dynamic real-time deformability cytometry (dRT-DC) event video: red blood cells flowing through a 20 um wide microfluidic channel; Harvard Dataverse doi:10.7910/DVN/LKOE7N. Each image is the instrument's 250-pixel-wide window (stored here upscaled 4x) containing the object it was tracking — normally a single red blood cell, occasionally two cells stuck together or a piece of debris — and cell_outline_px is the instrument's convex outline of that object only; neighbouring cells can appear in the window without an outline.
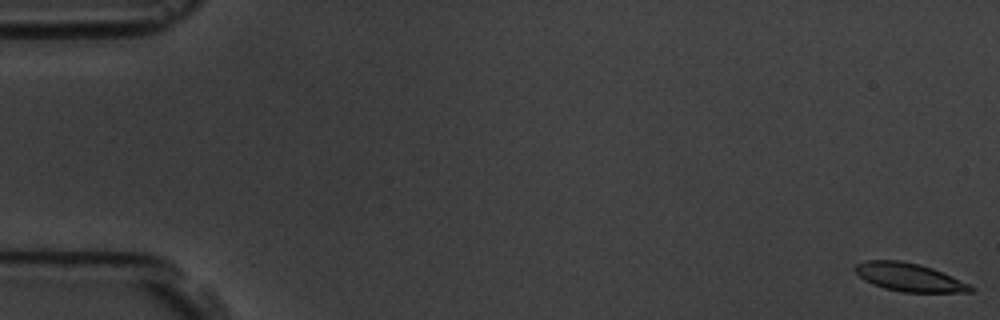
{"species": "common noctule bat (a hibernating species)", "species_latin": "Nyctalus noctula", "temperature_condition": "room temperature", "stored_images_in_passage": 7, "camera_frame_rate_fps": 3000, "um_per_image_px": 0.085, "animal": {"sex": "male", "body_mass_g": 19.5, "forearm_length_mm": 54.6}, "frame": {"image": 1, "passage_image": 1, "time_ms": 0.0, "image_size_px": [1000, 320], "cell_outline_px": [[976, 288], [972, 292], [904, 292], [884, 288], [872, 284], [864, 280], [852, 268], [856, 264], [864, 260], [900, 260], [920, 264], [932, 268], [968, 284]], "centroid_in_image_um": [77.23, 23.56], "position_along_channel_um": 7.8, "area_um2": 18.9}}
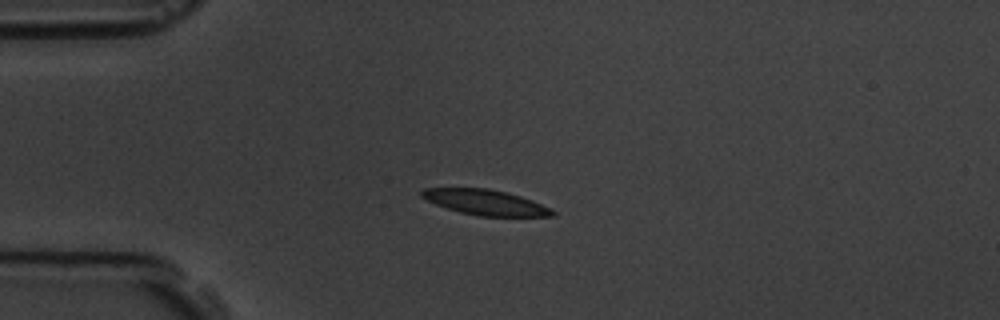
{"frame": {"image": 2, "passage_image": 5, "time_ms": 4.667, "image_size_px": [1000, 320], "cell_outline_px": [[556, 216], [476, 216], [460, 212], [436, 204], [420, 196], [420, 192], [424, 188], [488, 188], [520, 196], [532, 200], [552, 208], [556, 212]], "centroid_in_image_um": [41.29, 17.2], "position_along_channel_um": 43.7, "area_um2": 19.25}}
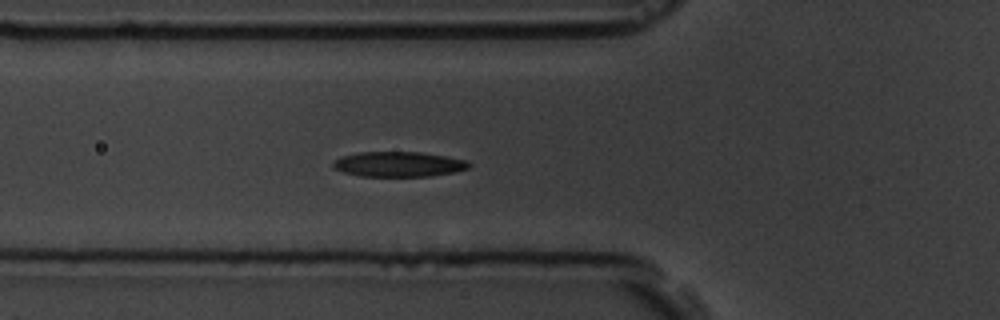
{"frame": {"image": 3, "passage_image": 7, "time_ms": 6.667, "image_size_px": [1000, 320], "cell_outline_px": [[472, 164], [468, 168], [456, 172], [428, 176], [360, 176], [344, 172], [332, 168], [332, 164], [340, 156], [356, 152], [420, 152], [468, 160]], "centroid_in_image_um": [33.88, 13.95], "position_along_channel_um": 91.9, "area_um2": 19.94}}